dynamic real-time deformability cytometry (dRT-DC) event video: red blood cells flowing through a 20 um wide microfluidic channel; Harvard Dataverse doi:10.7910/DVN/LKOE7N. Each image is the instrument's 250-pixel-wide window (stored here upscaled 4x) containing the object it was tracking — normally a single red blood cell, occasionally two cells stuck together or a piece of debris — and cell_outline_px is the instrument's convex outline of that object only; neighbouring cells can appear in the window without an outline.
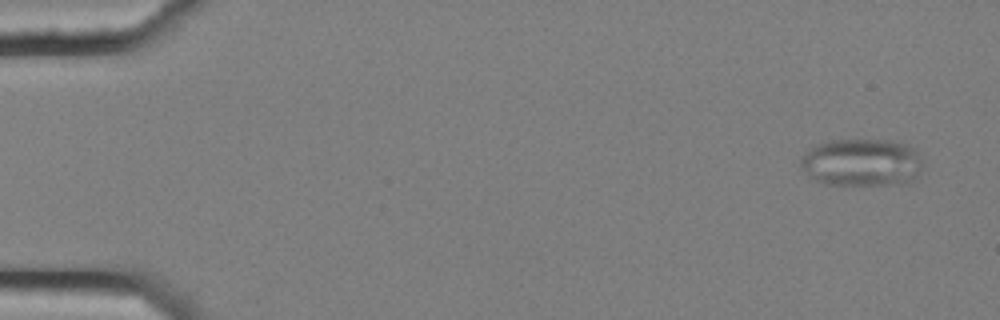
{"species": "common noctule bat (a hibernating species)", "species_latin": "Nyctalus noctula", "temperature_condition": "cold", "stored_images_in_passage": 7, "camera_frame_rate_fps": 3000, "um_per_image_px": 0.085, "animal": {"sex": "female", "body_mass_g": 25.1}, "frame": {"image": 1, "passage_image": 1, "time_ms": 0.0, "image_size_px": [1000, 320], "cell_outline_px": [[920, 168], [908, 184], [824, 184], [812, 180], [800, 168], [800, 156], [804, 152], [816, 144], [828, 140], [900, 140], [916, 148], [920, 160]], "centroid_in_image_um": [73.19, 13.79], "position_along_channel_um": 11.8, "area_um2": 34.28}}